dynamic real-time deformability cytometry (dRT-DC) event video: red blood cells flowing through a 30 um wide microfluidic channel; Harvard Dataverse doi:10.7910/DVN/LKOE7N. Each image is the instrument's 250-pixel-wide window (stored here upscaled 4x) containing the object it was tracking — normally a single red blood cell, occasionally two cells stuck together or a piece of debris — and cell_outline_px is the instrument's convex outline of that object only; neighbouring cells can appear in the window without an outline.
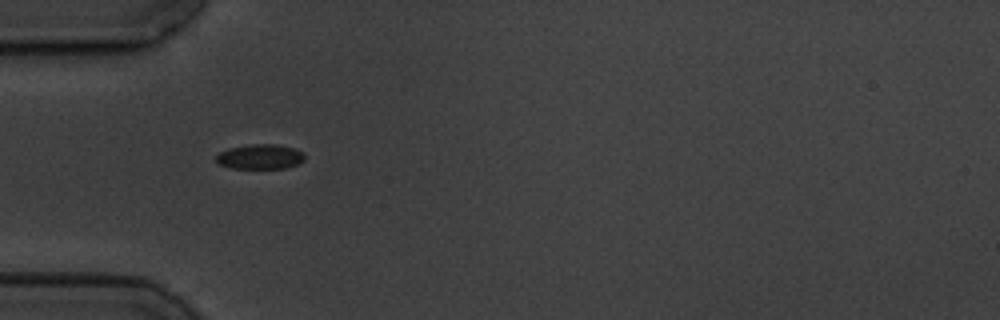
{"species": "common noctule bat (a hibernating species)", "species_latin": "Nyctalus noctula", "temperature_condition": "cold", "stored_images_in_passage": 6, "camera_frame_rate_fps": 3000, "um_per_image_px": 0.085, "animal": {"sex": "male", "body_mass_g": 19.5, "forearm_length_mm": 54.6}, "frame": {"image": 1, "passage_image": 5, "time_ms": 5.667, "image_size_px": [1000, 320], "cell_outline_px": [[304, 160], [300, 164], [288, 168], [232, 168], [220, 164], [216, 160], [216, 156], [220, 152], [228, 148], [252, 144], [276, 144], [292, 148], [304, 152]], "centroid_in_image_um": [22.15, 13.32], "position_along_channel_um": 62.9, "area_um2": 12.83}}
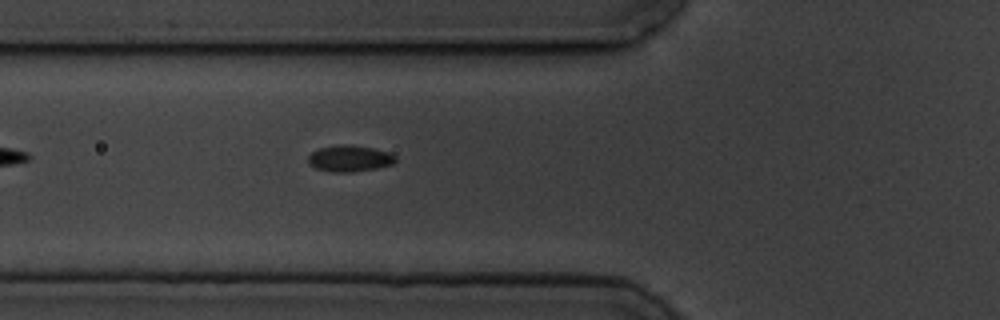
{"frame": {"image": 2, "passage_image": 6, "time_ms": 6.667, "image_size_px": [1000, 320], "cell_outline_px": [[396, 160], [392, 164], [376, 168], [352, 172], [332, 172], [316, 168], [308, 164], [308, 156], [312, 152], [320, 148], [340, 144], [352, 144], [376, 148], [388, 152], [396, 156]], "centroid_in_image_um": [29.72, 13.46], "position_along_channel_um": 96.1, "area_um2": 13.53}}